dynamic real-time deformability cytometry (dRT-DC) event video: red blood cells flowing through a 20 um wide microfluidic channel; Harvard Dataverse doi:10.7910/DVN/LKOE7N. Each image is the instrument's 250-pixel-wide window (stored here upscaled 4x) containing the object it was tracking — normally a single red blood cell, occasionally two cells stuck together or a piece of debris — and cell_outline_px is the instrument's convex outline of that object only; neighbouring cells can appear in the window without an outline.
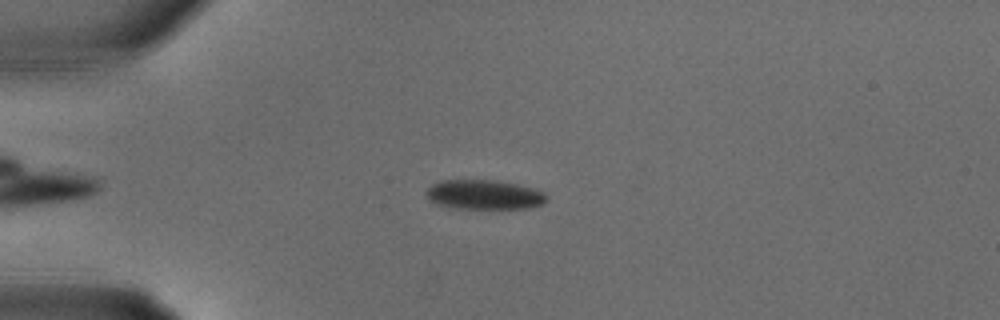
{"species": "common noctule bat (a hibernating species)", "species_latin": "Nyctalus noctula", "temperature_condition": "warm", "stored_images_in_passage": 14, "camera_frame_rate_fps": 3000, "um_per_image_px": 0.085, "animal": {"sex": "male", "body_mass_g": 18.8}, "frame": {"image": 1, "passage_image": 5, "time_ms": 1.333, "image_size_px": [1000, 320], "cell_outline_px": [[548, 200], [544, 204], [528, 208], [456, 208], [440, 204], [432, 200], [424, 192], [432, 184], [440, 180], [492, 180], [516, 184], [532, 188], [544, 192], [548, 196]], "centroid_in_image_um": [41.2, 16.54], "position_along_channel_um": 43.8, "area_um2": 20.52}}
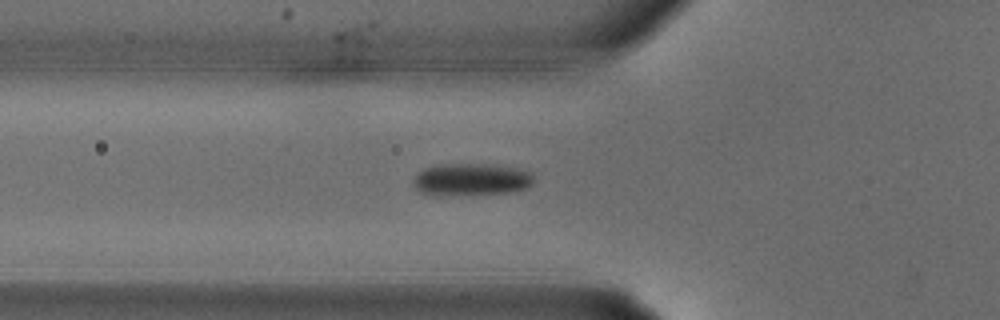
{"frame": {"image": 2, "passage_image": 8, "time_ms": 2.333, "image_size_px": [1000, 320], "cell_outline_px": [[532, 184], [528, 188], [512, 192], [440, 196], [428, 196], [420, 192], [416, 188], [412, 180], [424, 168], [440, 164], [484, 164], [516, 168], [532, 172]], "centroid_in_image_um": [40.02, 15.28], "position_along_channel_um": 85.8, "area_um2": 22.83}}
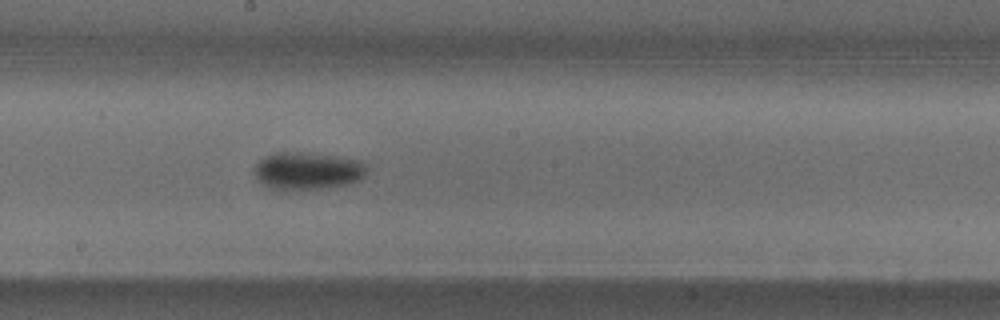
{"frame": {"image": 3, "passage_image": 14, "time_ms": 4.333, "image_size_px": [1000, 320], "cell_outline_px": [[368, 168], [364, 176], [360, 180], [348, 184], [328, 188], [268, 188], [256, 180], [252, 172], [252, 168], [264, 156], [276, 152], [300, 152], [332, 156], [360, 160], [368, 164]], "centroid_in_image_um": [26.12, 14.51], "position_along_channel_um": 222.1, "area_um2": 24.62}}